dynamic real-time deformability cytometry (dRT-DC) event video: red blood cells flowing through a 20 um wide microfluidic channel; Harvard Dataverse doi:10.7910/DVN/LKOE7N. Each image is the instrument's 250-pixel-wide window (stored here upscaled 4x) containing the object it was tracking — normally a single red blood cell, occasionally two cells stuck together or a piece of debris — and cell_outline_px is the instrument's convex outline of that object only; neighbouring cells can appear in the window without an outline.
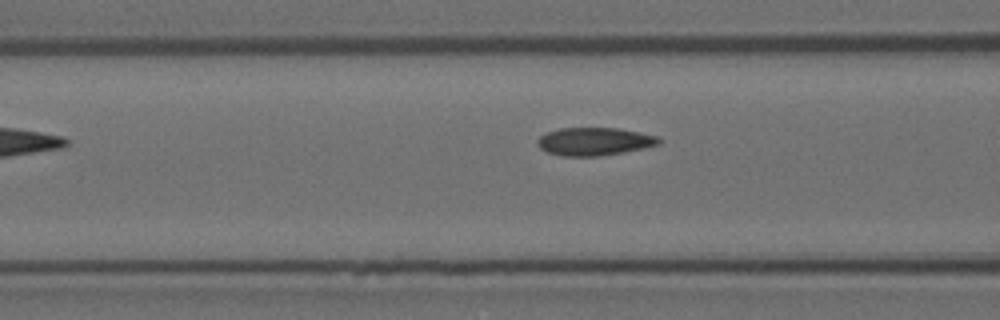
{"species": "Egyptian fruit bat (a non-hibernating species)", "species_latin": "Rousettus aegyptiacus", "temperature_condition": "room temperature", "stored_images_in_passage": 4, "camera_frame_rate_fps": 3000, "um_per_image_px": 0.085, "animal": {"sex": "female"}, "frame": {"image": 1, "passage_image": 4, "time_ms": 1.0, "image_size_px": [1000, 320], "cell_outline_px": [[660, 144], [644, 148], [624, 152], [596, 156], [564, 156], [548, 152], [540, 148], [536, 144], [536, 140], [544, 132], [560, 128], [620, 128], [640, 132], [656, 136], [660, 140]], "centroid_in_image_um": [50.49, 12.01], "position_along_channel_um": 116.1, "area_um2": 19.83}}